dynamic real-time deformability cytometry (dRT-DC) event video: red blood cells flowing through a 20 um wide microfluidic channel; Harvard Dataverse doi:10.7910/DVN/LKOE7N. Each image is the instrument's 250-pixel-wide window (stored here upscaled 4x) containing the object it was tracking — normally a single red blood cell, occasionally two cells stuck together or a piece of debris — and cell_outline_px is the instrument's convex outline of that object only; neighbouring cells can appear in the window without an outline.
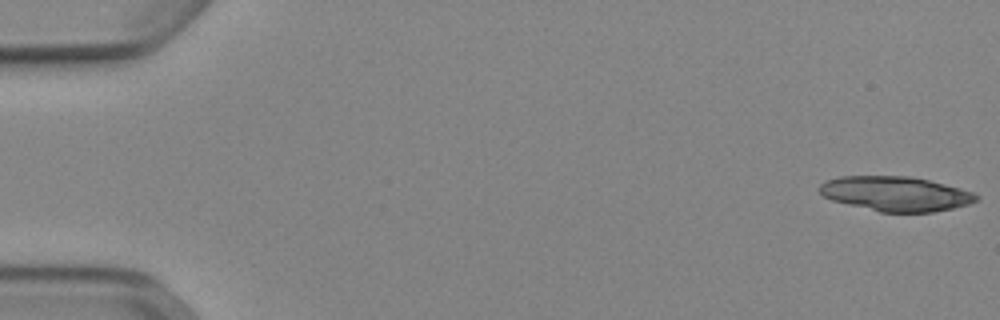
{"species": "Egyptian fruit bat (a non-hibernating species)", "species_latin": "Rousettus aegyptiacus", "temperature_condition": "cold", "stored_images_in_passage": 14, "camera_frame_rate_fps": 3000, "um_per_image_px": 0.085, "animal": {"sex": "female"}, "frame": {"image": 1, "passage_image": 1, "time_ms": 0.0, "image_size_px": [1000, 320], "cell_outline_px": [[980, 200], [968, 204], [952, 208], [932, 212], [880, 212], [832, 200], [824, 196], [816, 188], [824, 180], [840, 176], [908, 176], [928, 180], [960, 188], [972, 192], [980, 196]], "centroid_in_image_um": [76.11, 16.46], "position_along_channel_um": 8.9, "area_um2": 31.67}}
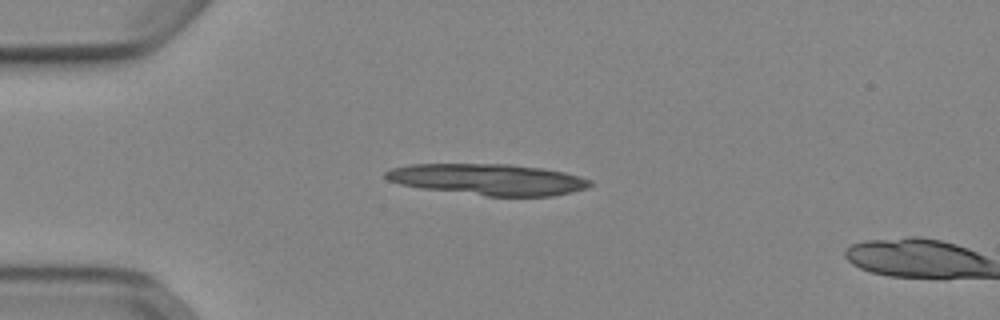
{"frame": {"image": 2, "passage_image": 13, "time_ms": 4.0, "image_size_px": [1000, 320], "cell_outline_px": [[592, 184], [584, 188], [552, 196], [488, 196], [420, 188], [400, 184], [388, 180], [384, 176], [384, 172], [392, 168], [408, 164], [508, 164], [544, 168], [564, 172], [580, 176], [592, 180]], "centroid_in_image_um": [41.46, 15.24], "position_along_channel_um": 43.5, "area_um2": 37.11}}